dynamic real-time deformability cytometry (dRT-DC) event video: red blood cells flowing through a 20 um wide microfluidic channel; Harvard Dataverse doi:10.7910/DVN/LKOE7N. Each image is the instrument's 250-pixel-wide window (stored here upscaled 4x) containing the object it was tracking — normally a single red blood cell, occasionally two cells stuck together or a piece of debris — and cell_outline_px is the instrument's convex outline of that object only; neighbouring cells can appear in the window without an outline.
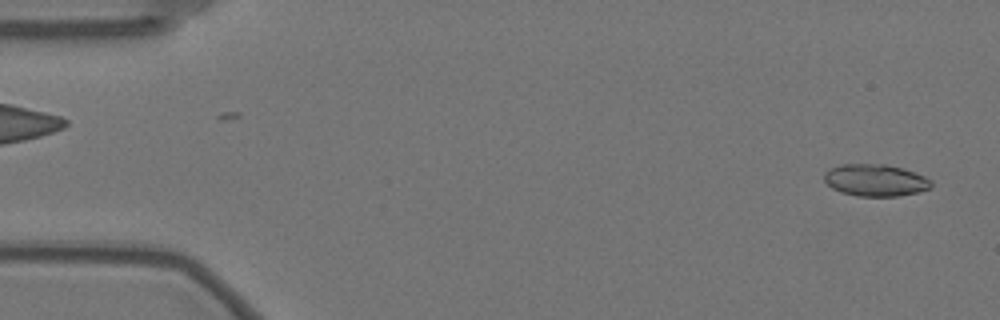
{"species": "Egyptian fruit bat (a non-hibernating species)", "species_latin": "Rousettus aegyptiacus", "temperature_condition": "warm", "stored_images_in_passage": 56, "camera_frame_rate_fps": 3000, "um_per_image_px": 0.085, "animal": {"sex": "female"}, "frame": {"image": 1, "passage_image": 2, "time_ms": 0.333, "image_size_px": [1000, 320], "cell_outline_px": [[932, 188], [900, 196], [856, 196], [840, 192], [832, 188], [824, 180], [824, 172], [840, 164], [884, 164], [904, 168], [924, 176], [932, 180]], "centroid_in_image_um": [74.42, 15.32], "position_along_channel_um": 10.6, "area_um2": 20.06}}
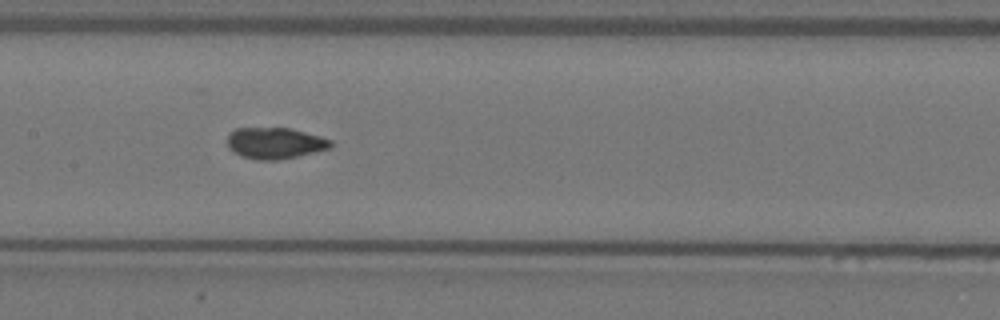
{"frame": {"image": 2, "passage_image": 27, "time_ms": 8.667, "image_size_px": [1000, 320], "cell_outline_px": [[332, 148], [296, 156], [276, 160], [256, 160], [240, 156], [228, 148], [228, 136], [236, 128], [288, 128], [320, 136], [332, 140]], "centroid_in_image_um": [23.37, 12.17], "position_along_channel_um": 184.0, "area_um2": 18.73}}
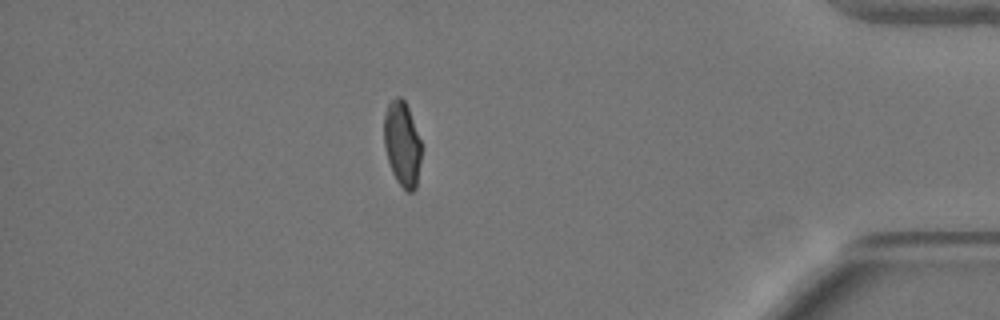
{"frame": {"image": 3, "passage_image": 49, "time_ms": 16.0, "image_size_px": [1000, 320], "cell_outline_px": [[420, 160], [416, 188], [412, 192], [408, 192], [396, 180], [392, 172], [388, 160], [384, 144], [384, 116], [388, 104], [396, 96], [400, 96], [404, 100], [408, 108], [420, 140]], "centroid_in_image_um": [34.17, 12.23], "position_along_channel_um": 401.0, "area_um2": 18.15}, "authors_computed_cell_mechanics": {"area_um2": 19.3052, "velocity_mm_per_s": 3.5374, "shape_relaxation_time_tau1_ms": null, "shape_relaxation_time_tau2_ms": 0.8154, "deformation_change_tau1": null, "deformation_change_tau2": 0.051}}